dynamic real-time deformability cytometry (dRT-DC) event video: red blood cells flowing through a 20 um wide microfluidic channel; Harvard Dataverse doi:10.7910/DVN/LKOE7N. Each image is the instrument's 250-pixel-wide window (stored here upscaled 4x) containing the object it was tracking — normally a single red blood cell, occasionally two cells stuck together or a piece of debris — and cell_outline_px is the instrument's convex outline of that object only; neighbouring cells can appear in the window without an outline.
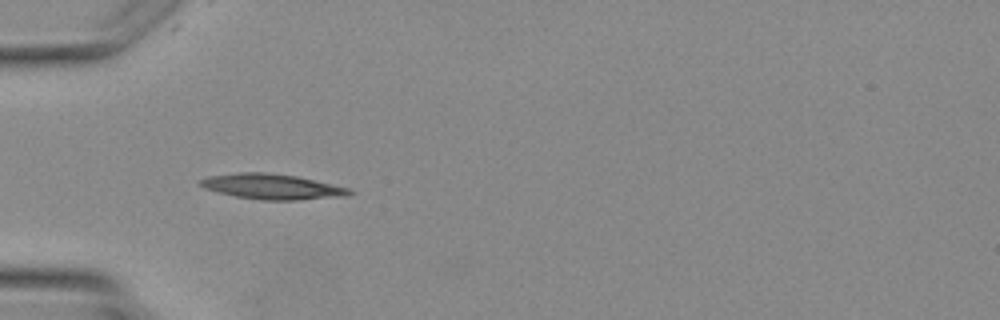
{"species": "Egyptian fruit bat (a non-hibernating species)", "species_latin": "Rousettus aegyptiacus", "temperature_condition": "warm", "stored_images_in_passage": 3, "camera_frame_rate_fps": 3000, "um_per_image_px": 0.085, "animal": {"sex": "female"}, "frame": {"image": 1, "passage_image": 3, "time_ms": 3.333, "image_size_px": [1000, 320], "cell_outline_px": [[356, 192], [348, 196], [296, 200], [264, 200], [236, 196], [204, 188], [196, 184], [196, 180], [208, 176], [240, 172], [264, 172], [296, 176], [348, 188]], "centroid_in_image_um": [23.09, 15.86], "position_along_channel_um": 61.9, "area_um2": 21.96}}